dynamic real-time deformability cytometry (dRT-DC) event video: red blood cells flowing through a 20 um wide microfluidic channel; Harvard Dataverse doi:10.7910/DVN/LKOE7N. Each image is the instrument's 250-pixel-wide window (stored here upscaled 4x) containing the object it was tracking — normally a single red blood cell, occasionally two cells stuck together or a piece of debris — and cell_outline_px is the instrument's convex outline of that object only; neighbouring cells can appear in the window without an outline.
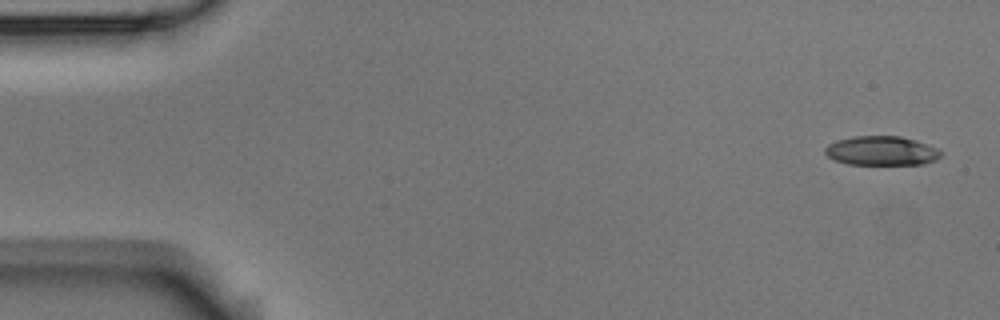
{"species": "Egyptian fruit bat (a non-hibernating species)", "species_latin": "Rousettus aegyptiacus", "temperature_condition": "room temperature", "stored_images_in_passage": 5, "camera_frame_rate_fps": 3000, "um_per_image_px": 0.085, "animal": {"sex": "male"}, "frame": {"image": 1, "passage_image": 1, "time_ms": 0.0, "image_size_px": [1000, 320], "cell_outline_px": [[940, 156], [936, 160], [924, 164], [848, 164], [836, 160], [828, 156], [824, 152], [824, 148], [828, 144], [836, 140], [852, 136], [900, 136], [916, 140], [936, 148], [940, 152]], "centroid_in_image_um": [74.9, 12.81], "position_along_channel_um": 10.1, "area_um2": 19.65}}
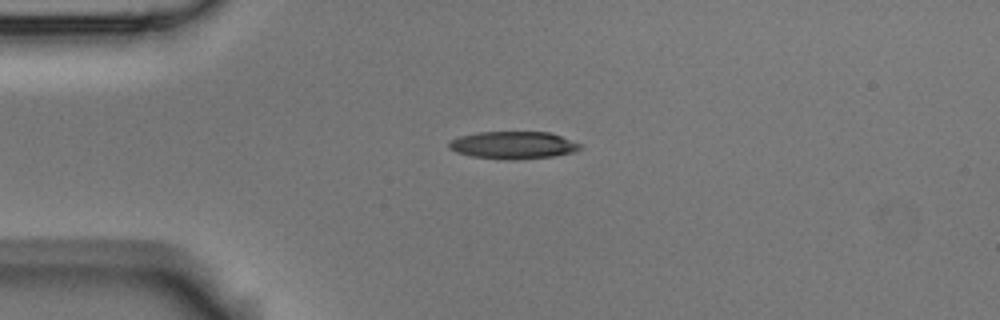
{"frame": {"image": 2, "passage_image": 4, "time_ms": 1.0, "image_size_px": [1000, 320], "cell_outline_px": [[580, 148], [572, 152], [552, 156], [508, 160], [472, 156], [456, 152], [448, 148], [448, 144], [452, 140], [460, 136], [476, 132], [548, 132], [560, 136], [580, 144]], "centroid_in_image_um": [43.56, 12.33], "position_along_channel_um": 41.4, "area_um2": 20.63}}